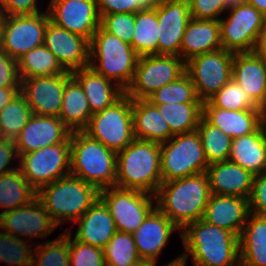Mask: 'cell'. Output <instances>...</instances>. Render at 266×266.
Listing matches in <instances>:
<instances>
[{"mask_svg":"<svg viewBox=\"0 0 266 266\" xmlns=\"http://www.w3.org/2000/svg\"><path fill=\"white\" fill-rule=\"evenodd\" d=\"M180 236L185 252L192 256L194 266H240L239 236L199 219L187 224Z\"/></svg>","mask_w":266,"mask_h":266,"instance_id":"6da1fadb","label":"cell"},{"mask_svg":"<svg viewBox=\"0 0 266 266\" xmlns=\"http://www.w3.org/2000/svg\"><path fill=\"white\" fill-rule=\"evenodd\" d=\"M206 172L162 182L155 194V206L179 229L202 219L210 198Z\"/></svg>","mask_w":266,"mask_h":266,"instance_id":"7a4b0ae2","label":"cell"},{"mask_svg":"<svg viewBox=\"0 0 266 266\" xmlns=\"http://www.w3.org/2000/svg\"><path fill=\"white\" fill-rule=\"evenodd\" d=\"M161 183L160 143L134 139L117 153L115 186L155 195Z\"/></svg>","mask_w":266,"mask_h":266,"instance_id":"3957f363","label":"cell"},{"mask_svg":"<svg viewBox=\"0 0 266 266\" xmlns=\"http://www.w3.org/2000/svg\"><path fill=\"white\" fill-rule=\"evenodd\" d=\"M70 175L99 190L115 186L117 153L84 131L70 135Z\"/></svg>","mask_w":266,"mask_h":266,"instance_id":"277c9868","label":"cell"},{"mask_svg":"<svg viewBox=\"0 0 266 266\" xmlns=\"http://www.w3.org/2000/svg\"><path fill=\"white\" fill-rule=\"evenodd\" d=\"M37 197L60 226L65 221L75 222L100 198V190L73 175L42 186Z\"/></svg>","mask_w":266,"mask_h":266,"instance_id":"5b68a950","label":"cell"},{"mask_svg":"<svg viewBox=\"0 0 266 266\" xmlns=\"http://www.w3.org/2000/svg\"><path fill=\"white\" fill-rule=\"evenodd\" d=\"M89 45V66L125 91L133 80L139 59L132 45L101 27L93 34Z\"/></svg>","mask_w":266,"mask_h":266,"instance_id":"8992f818","label":"cell"},{"mask_svg":"<svg viewBox=\"0 0 266 266\" xmlns=\"http://www.w3.org/2000/svg\"><path fill=\"white\" fill-rule=\"evenodd\" d=\"M162 182L207 171L209 166L197 130L177 134L160 143Z\"/></svg>","mask_w":266,"mask_h":266,"instance_id":"52a82bcc","label":"cell"},{"mask_svg":"<svg viewBox=\"0 0 266 266\" xmlns=\"http://www.w3.org/2000/svg\"><path fill=\"white\" fill-rule=\"evenodd\" d=\"M83 131L116 153L123 150L135 139L132 99L124 94L112 106L93 114Z\"/></svg>","mask_w":266,"mask_h":266,"instance_id":"ba28073f","label":"cell"},{"mask_svg":"<svg viewBox=\"0 0 266 266\" xmlns=\"http://www.w3.org/2000/svg\"><path fill=\"white\" fill-rule=\"evenodd\" d=\"M186 72V62L175 55L139 56L132 82L125 94L132 100L147 99L156 90Z\"/></svg>","mask_w":266,"mask_h":266,"instance_id":"9c48e42d","label":"cell"},{"mask_svg":"<svg viewBox=\"0 0 266 266\" xmlns=\"http://www.w3.org/2000/svg\"><path fill=\"white\" fill-rule=\"evenodd\" d=\"M70 137L52 146L21 154L18 169L38 191L42 186L70 175Z\"/></svg>","mask_w":266,"mask_h":266,"instance_id":"30bf717a","label":"cell"},{"mask_svg":"<svg viewBox=\"0 0 266 266\" xmlns=\"http://www.w3.org/2000/svg\"><path fill=\"white\" fill-rule=\"evenodd\" d=\"M228 10V18L219 19L222 48L233 53L256 51L266 17L248 3Z\"/></svg>","mask_w":266,"mask_h":266,"instance_id":"8fae6325","label":"cell"},{"mask_svg":"<svg viewBox=\"0 0 266 266\" xmlns=\"http://www.w3.org/2000/svg\"><path fill=\"white\" fill-rule=\"evenodd\" d=\"M100 199L108 207L117 231L129 234H133L156 207L153 205L155 195L117 186L100 190Z\"/></svg>","mask_w":266,"mask_h":266,"instance_id":"7c38bea8","label":"cell"},{"mask_svg":"<svg viewBox=\"0 0 266 266\" xmlns=\"http://www.w3.org/2000/svg\"><path fill=\"white\" fill-rule=\"evenodd\" d=\"M233 58V52L221 48L196 55L186 62V72L202 102L208 101L232 80Z\"/></svg>","mask_w":266,"mask_h":266,"instance_id":"4fadbf2b","label":"cell"},{"mask_svg":"<svg viewBox=\"0 0 266 266\" xmlns=\"http://www.w3.org/2000/svg\"><path fill=\"white\" fill-rule=\"evenodd\" d=\"M50 20L48 11L31 15L4 16L0 48L18 60L30 50L44 44Z\"/></svg>","mask_w":266,"mask_h":266,"instance_id":"5bb4252c","label":"cell"},{"mask_svg":"<svg viewBox=\"0 0 266 266\" xmlns=\"http://www.w3.org/2000/svg\"><path fill=\"white\" fill-rule=\"evenodd\" d=\"M50 21L89 42L100 27L97 0H51L48 6Z\"/></svg>","mask_w":266,"mask_h":266,"instance_id":"9a60e30c","label":"cell"},{"mask_svg":"<svg viewBox=\"0 0 266 266\" xmlns=\"http://www.w3.org/2000/svg\"><path fill=\"white\" fill-rule=\"evenodd\" d=\"M59 226L36 197L26 205L0 213V230L14 237L45 238Z\"/></svg>","mask_w":266,"mask_h":266,"instance_id":"2e32d148","label":"cell"},{"mask_svg":"<svg viewBox=\"0 0 266 266\" xmlns=\"http://www.w3.org/2000/svg\"><path fill=\"white\" fill-rule=\"evenodd\" d=\"M159 24L158 55L180 56V46L191 19L188 0H159L155 6Z\"/></svg>","mask_w":266,"mask_h":266,"instance_id":"e0dca14e","label":"cell"},{"mask_svg":"<svg viewBox=\"0 0 266 266\" xmlns=\"http://www.w3.org/2000/svg\"><path fill=\"white\" fill-rule=\"evenodd\" d=\"M71 72L60 75L36 76L21 80V93L32 114L59 117L66 80Z\"/></svg>","mask_w":266,"mask_h":266,"instance_id":"ac0fdd59","label":"cell"},{"mask_svg":"<svg viewBox=\"0 0 266 266\" xmlns=\"http://www.w3.org/2000/svg\"><path fill=\"white\" fill-rule=\"evenodd\" d=\"M44 45L68 72L89 66V41L50 20L45 30Z\"/></svg>","mask_w":266,"mask_h":266,"instance_id":"d6986e66","label":"cell"},{"mask_svg":"<svg viewBox=\"0 0 266 266\" xmlns=\"http://www.w3.org/2000/svg\"><path fill=\"white\" fill-rule=\"evenodd\" d=\"M71 133L59 117L32 114L15 139L18 156L65 142Z\"/></svg>","mask_w":266,"mask_h":266,"instance_id":"ffe728a7","label":"cell"},{"mask_svg":"<svg viewBox=\"0 0 266 266\" xmlns=\"http://www.w3.org/2000/svg\"><path fill=\"white\" fill-rule=\"evenodd\" d=\"M178 229L165 214L155 207L143 224L132 234L140 258L156 265V259L168 243L171 233Z\"/></svg>","mask_w":266,"mask_h":266,"instance_id":"44dd1931","label":"cell"},{"mask_svg":"<svg viewBox=\"0 0 266 266\" xmlns=\"http://www.w3.org/2000/svg\"><path fill=\"white\" fill-rule=\"evenodd\" d=\"M232 79L266 111V61L256 51L234 53Z\"/></svg>","mask_w":266,"mask_h":266,"instance_id":"7402d4cb","label":"cell"},{"mask_svg":"<svg viewBox=\"0 0 266 266\" xmlns=\"http://www.w3.org/2000/svg\"><path fill=\"white\" fill-rule=\"evenodd\" d=\"M249 214L248 198L211 194L202 220L240 236Z\"/></svg>","mask_w":266,"mask_h":266,"instance_id":"603a6c76","label":"cell"},{"mask_svg":"<svg viewBox=\"0 0 266 266\" xmlns=\"http://www.w3.org/2000/svg\"><path fill=\"white\" fill-rule=\"evenodd\" d=\"M203 117L232 139L255 132L265 122L263 109L229 111L203 102Z\"/></svg>","mask_w":266,"mask_h":266,"instance_id":"cb8c5ba5","label":"cell"},{"mask_svg":"<svg viewBox=\"0 0 266 266\" xmlns=\"http://www.w3.org/2000/svg\"><path fill=\"white\" fill-rule=\"evenodd\" d=\"M206 173L211 194L249 199L254 175L235 162L225 160L209 164Z\"/></svg>","mask_w":266,"mask_h":266,"instance_id":"d4e9b609","label":"cell"},{"mask_svg":"<svg viewBox=\"0 0 266 266\" xmlns=\"http://www.w3.org/2000/svg\"><path fill=\"white\" fill-rule=\"evenodd\" d=\"M76 222L80 224L74 238L99 248H104L117 232L109 209L100 198Z\"/></svg>","mask_w":266,"mask_h":266,"instance_id":"484cf974","label":"cell"},{"mask_svg":"<svg viewBox=\"0 0 266 266\" xmlns=\"http://www.w3.org/2000/svg\"><path fill=\"white\" fill-rule=\"evenodd\" d=\"M71 75L79 82L91 110V115L101 112L118 101L125 91L113 81L106 79L93 68L87 66L71 72Z\"/></svg>","mask_w":266,"mask_h":266,"instance_id":"4316f807","label":"cell"},{"mask_svg":"<svg viewBox=\"0 0 266 266\" xmlns=\"http://www.w3.org/2000/svg\"><path fill=\"white\" fill-rule=\"evenodd\" d=\"M222 48L220 23L212 19L191 18L180 46V57L190 58Z\"/></svg>","mask_w":266,"mask_h":266,"instance_id":"83f0119b","label":"cell"},{"mask_svg":"<svg viewBox=\"0 0 266 266\" xmlns=\"http://www.w3.org/2000/svg\"><path fill=\"white\" fill-rule=\"evenodd\" d=\"M228 160L253 175L266 172V121L255 132L232 139Z\"/></svg>","mask_w":266,"mask_h":266,"instance_id":"f1b7e54d","label":"cell"},{"mask_svg":"<svg viewBox=\"0 0 266 266\" xmlns=\"http://www.w3.org/2000/svg\"><path fill=\"white\" fill-rule=\"evenodd\" d=\"M132 114L135 139L157 143L170 139L168 123L149 100H132Z\"/></svg>","mask_w":266,"mask_h":266,"instance_id":"f546056e","label":"cell"},{"mask_svg":"<svg viewBox=\"0 0 266 266\" xmlns=\"http://www.w3.org/2000/svg\"><path fill=\"white\" fill-rule=\"evenodd\" d=\"M239 254L240 266H266V216L249 214L239 236Z\"/></svg>","mask_w":266,"mask_h":266,"instance_id":"4dcf8cb0","label":"cell"},{"mask_svg":"<svg viewBox=\"0 0 266 266\" xmlns=\"http://www.w3.org/2000/svg\"><path fill=\"white\" fill-rule=\"evenodd\" d=\"M91 110L79 82L71 75L65 82L59 118L73 131H83L90 121Z\"/></svg>","mask_w":266,"mask_h":266,"instance_id":"1f68e13d","label":"cell"},{"mask_svg":"<svg viewBox=\"0 0 266 266\" xmlns=\"http://www.w3.org/2000/svg\"><path fill=\"white\" fill-rule=\"evenodd\" d=\"M156 106L170 127V138L195 131L203 116V103H164Z\"/></svg>","mask_w":266,"mask_h":266,"instance_id":"d6a6232c","label":"cell"},{"mask_svg":"<svg viewBox=\"0 0 266 266\" xmlns=\"http://www.w3.org/2000/svg\"><path fill=\"white\" fill-rule=\"evenodd\" d=\"M37 197V191L29 184L20 170L0 175V207L4 211L26 205Z\"/></svg>","mask_w":266,"mask_h":266,"instance_id":"836d02e7","label":"cell"},{"mask_svg":"<svg viewBox=\"0 0 266 266\" xmlns=\"http://www.w3.org/2000/svg\"><path fill=\"white\" fill-rule=\"evenodd\" d=\"M17 65L21 80L36 76L60 75L67 72L44 44L20 57L17 60Z\"/></svg>","mask_w":266,"mask_h":266,"instance_id":"e575fe53","label":"cell"},{"mask_svg":"<svg viewBox=\"0 0 266 266\" xmlns=\"http://www.w3.org/2000/svg\"><path fill=\"white\" fill-rule=\"evenodd\" d=\"M158 36L159 24L155 7L135 13V30L131 45L139 56L158 55Z\"/></svg>","mask_w":266,"mask_h":266,"instance_id":"d590c367","label":"cell"},{"mask_svg":"<svg viewBox=\"0 0 266 266\" xmlns=\"http://www.w3.org/2000/svg\"><path fill=\"white\" fill-rule=\"evenodd\" d=\"M208 164L228 160L232 138L210 124L203 116L197 127Z\"/></svg>","mask_w":266,"mask_h":266,"instance_id":"8d00e7d4","label":"cell"},{"mask_svg":"<svg viewBox=\"0 0 266 266\" xmlns=\"http://www.w3.org/2000/svg\"><path fill=\"white\" fill-rule=\"evenodd\" d=\"M31 115V108L20 92L0 111V131L3 138L15 140Z\"/></svg>","mask_w":266,"mask_h":266,"instance_id":"74e56055","label":"cell"},{"mask_svg":"<svg viewBox=\"0 0 266 266\" xmlns=\"http://www.w3.org/2000/svg\"><path fill=\"white\" fill-rule=\"evenodd\" d=\"M147 100L152 104L203 103L197 96L195 85L185 72L178 79L152 93Z\"/></svg>","mask_w":266,"mask_h":266,"instance_id":"f35d334b","label":"cell"},{"mask_svg":"<svg viewBox=\"0 0 266 266\" xmlns=\"http://www.w3.org/2000/svg\"><path fill=\"white\" fill-rule=\"evenodd\" d=\"M32 266H70V232L35 246ZM35 256V257H34Z\"/></svg>","mask_w":266,"mask_h":266,"instance_id":"ab89813d","label":"cell"},{"mask_svg":"<svg viewBox=\"0 0 266 266\" xmlns=\"http://www.w3.org/2000/svg\"><path fill=\"white\" fill-rule=\"evenodd\" d=\"M107 266H127L140 259L132 234L117 231L103 248Z\"/></svg>","mask_w":266,"mask_h":266,"instance_id":"60d3db41","label":"cell"},{"mask_svg":"<svg viewBox=\"0 0 266 266\" xmlns=\"http://www.w3.org/2000/svg\"><path fill=\"white\" fill-rule=\"evenodd\" d=\"M214 107L229 110H249L260 108L233 79L208 100Z\"/></svg>","mask_w":266,"mask_h":266,"instance_id":"b9f144b4","label":"cell"},{"mask_svg":"<svg viewBox=\"0 0 266 266\" xmlns=\"http://www.w3.org/2000/svg\"><path fill=\"white\" fill-rule=\"evenodd\" d=\"M23 238L0 232V261L13 266H32L33 252Z\"/></svg>","mask_w":266,"mask_h":266,"instance_id":"7bdbcfd3","label":"cell"},{"mask_svg":"<svg viewBox=\"0 0 266 266\" xmlns=\"http://www.w3.org/2000/svg\"><path fill=\"white\" fill-rule=\"evenodd\" d=\"M100 27L123 42L132 44L135 30V13H114L101 15Z\"/></svg>","mask_w":266,"mask_h":266,"instance_id":"ee69618b","label":"cell"},{"mask_svg":"<svg viewBox=\"0 0 266 266\" xmlns=\"http://www.w3.org/2000/svg\"><path fill=\"white\" fill-rule=\"evenodd\" d=\"M70 231V266H106L103 248L72 239Z\"/></svg>","mask_w":266,"mask_h":266,"instance_id":"f6af8a7d","label":"cell"},{"mask_svg":"<svg viewBox=\"0 0 266 266\" xmlns=\"http://www.w3.org/2000/svg\"><path fill=\"white\" fill-rule=\"evenodd\" d=\"M159 0H97L101 15L114 13H137L142 9L154 8Z\"/></svg>","mask_w":266,"mask_h":266,"instance_id":"bcb514c9","label":"cell"},{"mask_svg":"<svg viewBox=\"0 0 266 266\" xmlns=\"http://www.w3.org/2000/svg\"><path fill=\"white\" fill-rule=\"evenodd\" d=\"M191 18L219 21V15L225 11L223 0H188Z\"/></svg>","mask_w":266,"mask_h":266,"instance_id":"7dc6e473","label":"cell"},{"mask_svg":"<svg viewBox=\"0 0 266 266\" xmlns=\"http://www.w3.org/2000/svg\"><path fill=\"white\" fill-rule=\"evenodd\" d=\"M249 209L252 214L266 216V172L254 175Z\"/></svg>","mask_w":266,"mask_h":266,"instance_id":"c3c4849f","label":"cell"},{"mask_svg":"<svg viewBox=\"0 0 266 266\" xmlns=\"http://www.w3.org/2000/svg\"><path fill=\"white\" fill-rule=\"evenodd\" d=\"M0 87H21L17 60L0 48Z\"/></svg>","mask_w":266,"mask_h":266,"instance_id":"681fc988","label":"cell"},{"mask_svg":"<svg viewBox=\"0 0 266 266\" xmlns=\"http://www.w3.org/2000/svg\"><path fill=\"white\" fill-rule=\"evenodd\" d=\"M37 6V0H0L4 16L37 14L41 12Z\"/></svg>","mask_w":266,"mask_h":266,"instance_id":"f907efd6","label":"cell"},{"mask_svg":"<svg viewBox=\"0 0 266 266\" xmlns=\"http://www.w3.org/2000/svg\"><path fill=\"white\" fill-rule=\"evenodd\" d=\"M19 157L15 145V140L4 139L0 142V175L14 171L17 168H8L7 166Z\"/></svg>","mask_w":266,"mask_h":266,"instance_id":"816d5d0a","label":"cell"},{"mask_svg":"<svg viewBox=\"0 0 266 266\" xmlns=\"http://www.w3.org/2000/svg\"><path fill=\"white\" fill-rule=\"evenodd\" d=\"M21 91V87H0V111Z\"/></svg>","mask_w":266,"mask_h":266,"instance_id":"f5cc1de1","label":"cell"},{"mask_svg":"<svg viewBox=\"0 0 266 266\" xmlns=\"http://www.w3.org/2000/svg\"><path fill=\"white\" fill-rule=\"evenodd\" d=\"M256 52L266 61V26L260 37Z\"/></svg>","mask_w":266,"mask_h":266,"instance_id":"db71d44e","label":"cell"},{"mask_svg":"<svg viewBox=\"0 0 266 266\" xmlns=\"http://www.w3.org/2000/svg\"><path fill=\"white\" fill-rule=\"evenodd\" d=\"M247 3L266 17V0H247Z\"/></svg>","mask_w":266,"mask_h":266,"instance_id":"11a10c76","label":"cell"},{"mask_svg":"<svg viewBox=\"0 0 266 266\" xmlns=\"http://www.w3.org/2000/svg\"><path fill=\"white\" fill-rule=\"evenodd\" d=\"M226 10L247 3V0H223Z\"/></svg>","mask_w":266,"mask_h":266,"instance_id":"9f6ffc18","label":"cell"},{"mask_svg":"<svg viewBox=\"0 0 266 266\" xmlns=\"http://www.w3.org/2000/svg\"><path fill=\"white\" fill-rule=\"evenodd\" d=\"M186 263L187 261L183 260L181 258V255H179L176 259H174L173 261L169 262L164 266H186ZM153 266H155V264Z\"/></svg>","mask_w":266,"mask_h":266,"instance_id":"6f0895ef","label":"cell"},{"mask_svg":"<svg viewBox=\"0 0 266 266\" xmlns=\"http://www.w3.org/2000/svg\"><path fill=\"white\" fill-rule=\"evenodd\" d=\"M154 264L151 261L145 260V259H139L133 263H130L127 266H153ZM107 266V265H106Z\"/></svg>","mask_w":266,"mask_h":266,"instance_id":"680465c9","label":"cell"},{"mask_svg":"<svg viewBox=\"0 0 266 266\" xmlns=\"http://www.w3.org/2000/svg\"><path fill=\"white\" fill-rule=\"evenodd\" d=\"M3 20H4V15L0 11V43H1V32H2V23H3Z\"/></svg>","mask_w":266,"mask_h":266,"instance_id":"91938a15","label":"cell"},{"mask_svg":"<svg viewBox=\"0 0 266 266\" xmlns=\"http://www.w3.org/2000/svg\"><path fill=\"white\" fill-rule=\"evenodd\" d=\"M3 140H4V138H3L2 133L0 131V142L3 141Z\"/></svg>","mask_w":266,"mask_h":266,"instance_id":"94428289","label":"cell"}]
</instances>
